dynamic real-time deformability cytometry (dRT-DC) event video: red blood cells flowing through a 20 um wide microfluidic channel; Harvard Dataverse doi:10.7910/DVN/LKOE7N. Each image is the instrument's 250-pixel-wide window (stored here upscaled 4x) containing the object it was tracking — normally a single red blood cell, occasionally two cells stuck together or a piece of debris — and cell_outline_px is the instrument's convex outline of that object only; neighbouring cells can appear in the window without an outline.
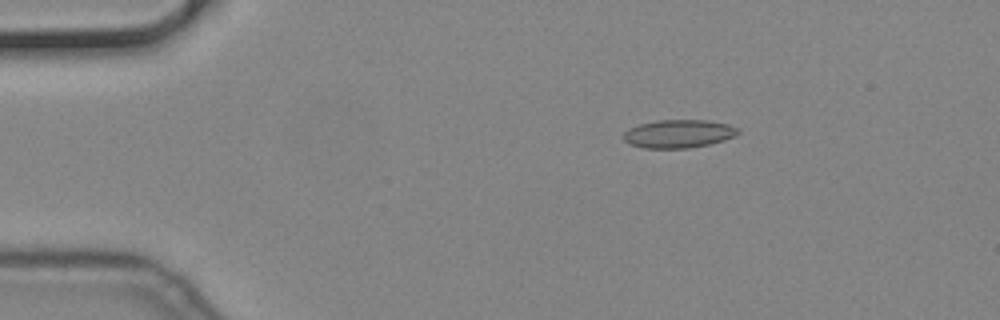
{"species": "common noctule bat (a hibernating species)", "species_latin": "Nyctalus noctula", "temperature_condition": "cold", "stored_images_in_passage": 56, "camera_frame_rate_fps": 3000, "um_per_image_px": 0.085, "animal": {"sex": "male", "body_mass_g": 19.2, "forearm_length_mm": 51.8}, "frame": {"image": 1, "passage_image": 10, "time_ms": 3.0, "image_size_px": [1000, 320], "cell_outline_px": [[740, 132], [736, 136], [724, 140], [708, 144], [688, 148], [644, 148], [628, 144], [624, 140], [624, 132], [628, 128], [640, 124], [656, 120], [708, 120], [728, 124], [740, 128]], "centroid_in_image_um": [57.69, 11.36], "position_along_channel_um": 27.3, "area_um2": 18.96}}
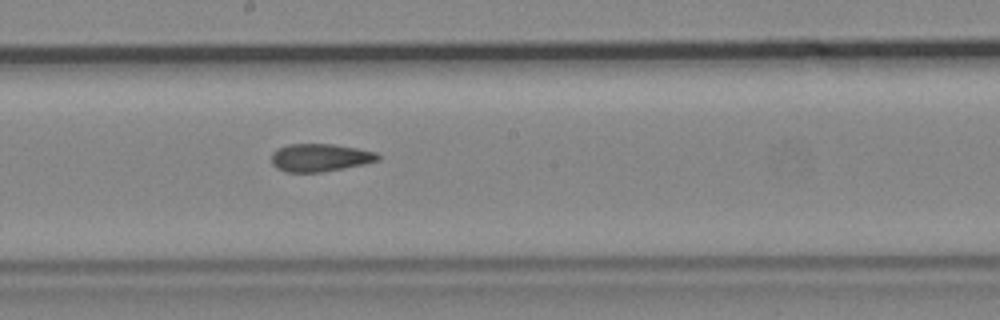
{"frame": {"image": 2, "passage_image": 31, "time_ms": 10.0, "image_size_px": [1000, 320], "cell_outline_px": [[380, 160], [364, 164], [320, 172], [288, 172], [276, 168], [272, 164], [272, 152], [276, 148], [288, 144], [332, 144], [356, 148], [376, 152], [380, 156]], "centroid_in_image_um": [27.18, 13.39], "position_along_channel_um": 221.0, "area_um2": 17.22}}
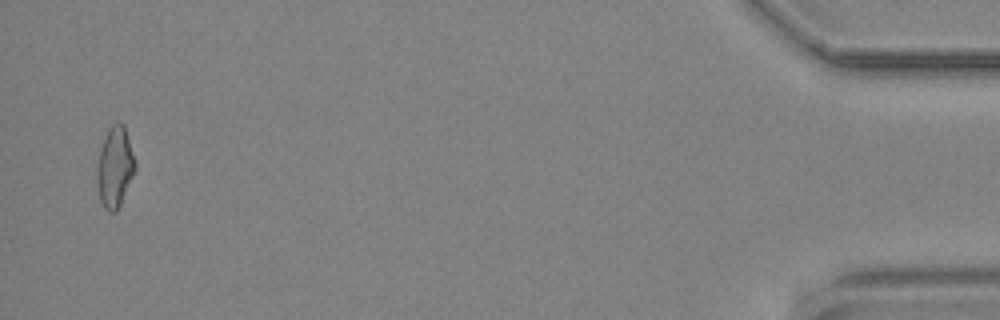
{"frame": {"image": 3, "passage_image": 55, "time_ms": 18.0, "image_size_px": [1000, 320], "cell_outline_px": [[136, 168], [120, 204], [116, 212], [108, 212], [104, 208], [100, 200], [96, 180], [96, 168], [100, 148], [104, 136], [108, 128], [112, 124], [120, 120], [124, 124], [136, 164]], "centroid_in_image_um": [9.74, 14.17], "position_along_channel_um": 425.5, "area_um2": 18.03}}